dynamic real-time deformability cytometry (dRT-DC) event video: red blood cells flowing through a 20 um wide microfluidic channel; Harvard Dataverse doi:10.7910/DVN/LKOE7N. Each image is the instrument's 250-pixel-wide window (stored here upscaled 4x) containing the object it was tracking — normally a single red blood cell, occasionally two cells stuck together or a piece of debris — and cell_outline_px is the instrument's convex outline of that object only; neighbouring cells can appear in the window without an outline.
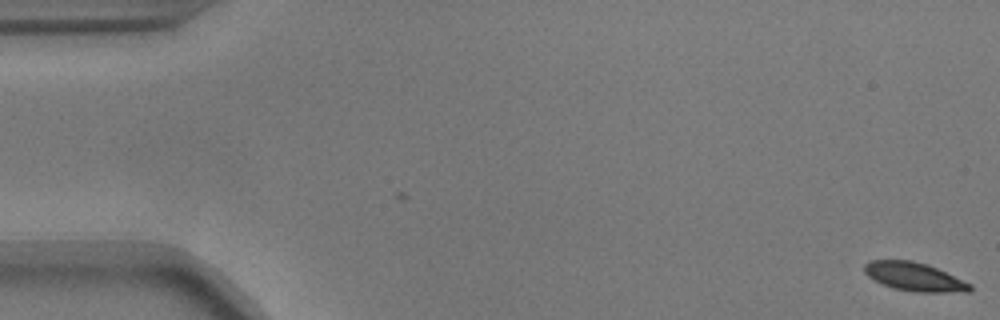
{"species": "common noctule bat (a hibernating species)", "species_latin": "Nyctalus noctula", "temperature_condition": "warm", "stored_images_in_passage": 2, "camera_frame_rate_fps": 3000, "um_per_image_px": 0.085, "animal": {"sex": "male", "body_mass_g": 17.9}, "frame": {"image": 1, "passage_image": 2, "time_ms": 0.333, "image_size_px": [1000, 320], "cell_outline_px": [[972, 288], [968, 292], [916, 292], [892, 288], [868, 276], [864, 272], [864, 264], [868, 260], [912, 260], [928, 264], [972, 284]], "centroid_in_image_um": [77.72, 23.52], "position_along_channel_um": 7.3, "area_um2": 17.57}}